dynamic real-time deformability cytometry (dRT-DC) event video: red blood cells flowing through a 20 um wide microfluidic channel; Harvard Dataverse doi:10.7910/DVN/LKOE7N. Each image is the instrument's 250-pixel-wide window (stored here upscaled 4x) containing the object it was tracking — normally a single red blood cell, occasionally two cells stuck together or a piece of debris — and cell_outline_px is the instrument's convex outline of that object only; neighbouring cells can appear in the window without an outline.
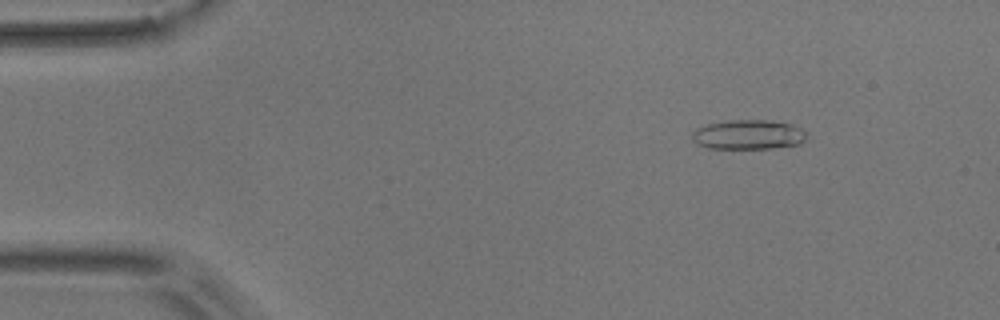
{"species": "common noctule bat (a hibernating species)", "species_latin": "Nyctalus noctula", "temperature_condition": "room temperature", "stored_images_in_passage": 4, "camera_frame_rate_fps": 3000, "um_per_image_px": 0.085, "animal": {"sex": "male", "body_mass_g": 17.9}, "frame": {"image": 1, "passage_image": 2, "time_ms": 1.0, "image_size_px": [1000, 320], "cell_outline_px": [[808, 136], [800, 144], [772, 148], [708, 148], [696, 144], [692, 140], [692, 132], [696, 128], [708, 124], [728, 120], [772, 120], [792, 124], [808, 132]], "centroid_in_image_um": [63.63, 11.44], "position_along_channel_um": 21.4, "area_um2": 19.94}}